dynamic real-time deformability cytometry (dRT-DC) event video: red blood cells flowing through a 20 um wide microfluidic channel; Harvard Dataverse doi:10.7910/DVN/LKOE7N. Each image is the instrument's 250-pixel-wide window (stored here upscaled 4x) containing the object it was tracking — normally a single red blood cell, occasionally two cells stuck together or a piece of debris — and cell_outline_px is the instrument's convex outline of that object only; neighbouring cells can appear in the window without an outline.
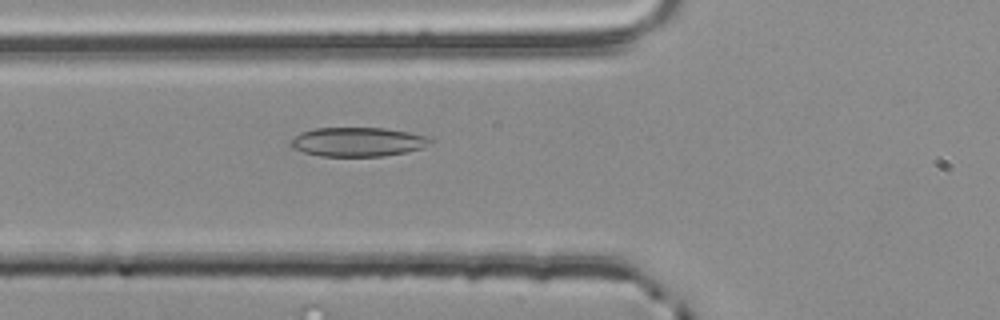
{"species": "common noctule bat (a hibernating species)", "species_latin": "Nyctalus noctula", "temperature_condition": "room temperature", "stored_images_in_passage": 40, "camera_frame_rate_fps": 3000, "um_per_image_px": 0.085, "animal": {"sex": "male", "body_mass_g": 20.4}, "frame": {"image": 1, "passage_image": 8, "time_ms": 2.333, "image_size_px": [1000, 320], "cell_outline_px": [[432, 144], [420, 148], [404, 152], [384, 156], [320, 156], [304, 152], [292, 148], [288, 144], [300, 132], [312, 128], [384, 128], [408, 132], [428, 136], [432, 140]], "centroid_in_image_um": [30.39, 12.05], "position_along_channel_um": 95.4, "area_um2": 23.7}}
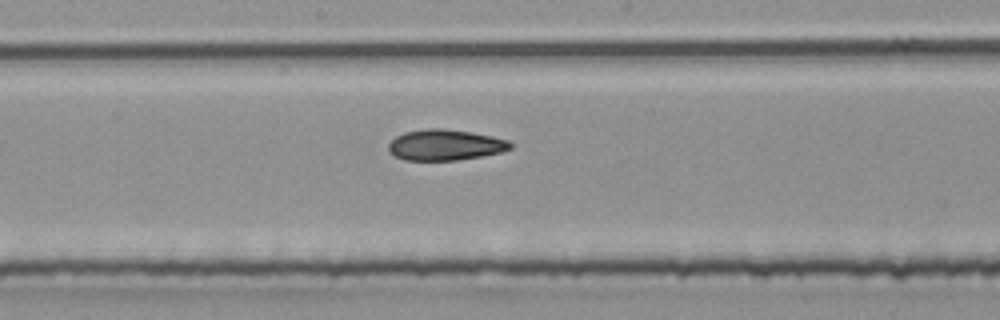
{"frame": {"image": 2, "passage_image": 17, "time_ms": 5.333, "image_size_px": [1000, 320], "cell_outline_px": [[512, 148], [500, 152], [480, 156], [456, 160], [404, 160], [392, 156], [388, 152], [388, 144], [396, 136], [404, 132], [424, 128], [444, 128], [472, 132], [492, 136], [508, 140], [512, 144]], "centroid_in_image_um": [37.79, 12.31], "position_along_channel_um": 210.4, "area_um2": 22.08}}
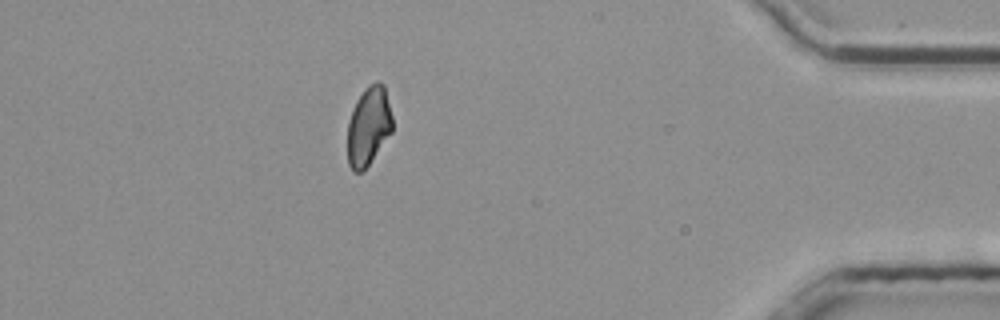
{"frame": {"image": 3, "passage_image": 36, "time_ms": 11.667, "image_size_px": [1000, 320], "cell_outline_px": [[392, 132], [368, 164], [360, 172], [352, 172], [348, 164], [348, 120], [352, 108], [356, 100], [368, 84], [376, 80], [380, 80], [384, 84], [392, 116]], "centroid_in_image_um": [31.32, 10.67], "position_along_channel_um": 403.9, "area_um2": 20.69}, "authors_computed_cell_mechanics": {"area_um2": 21.8484, "velocity_mm_per_s": 3.801, "shape_relaxation_time_tau1_ms": 8.8783, "shape_relaxation_time_tau2_ms": 2.2277, "deformation_change_tau1": 0.1722, "deformation_change_tau2": 0.0664}}